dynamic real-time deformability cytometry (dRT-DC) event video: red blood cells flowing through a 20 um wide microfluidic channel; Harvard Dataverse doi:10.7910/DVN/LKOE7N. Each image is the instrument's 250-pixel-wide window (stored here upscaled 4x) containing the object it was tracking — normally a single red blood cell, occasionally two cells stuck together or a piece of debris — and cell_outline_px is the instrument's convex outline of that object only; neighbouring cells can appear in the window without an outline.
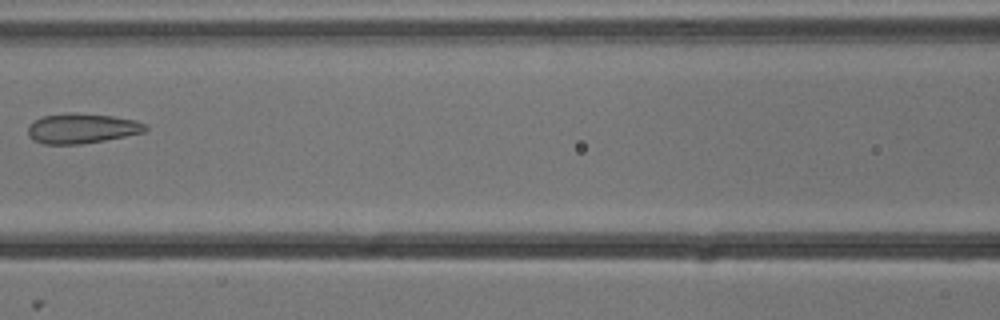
{"species": "common noctule bat (a hibernating species)", "species_latin": "Nyctalus noctula", "temperature_condition": "cold", "stored_images_in_passage": 4, "camera_frame_rate_fps": 3000, "um_per_image_px": 0.085, "animal": {"sex": "male", "body_mass_g": 13.3}, "frame": {"image": 1, "passage_image": 3, "time_ms": 0.667, "image_size_px": [1000, 320], "cell_outline_px": [[148, 128], [144, 132], [104, 140], [80, 144], [44, 144], [32, 140], [28, 136], [28, 124], [44, 116], [68, 112], [76, 112], [112, 116], [136, 120], [148, 124]], "centroid_in_image_um": [6.95, 10.9], "position_along_channel_um": 159.6, "area_um2": 20.63}}
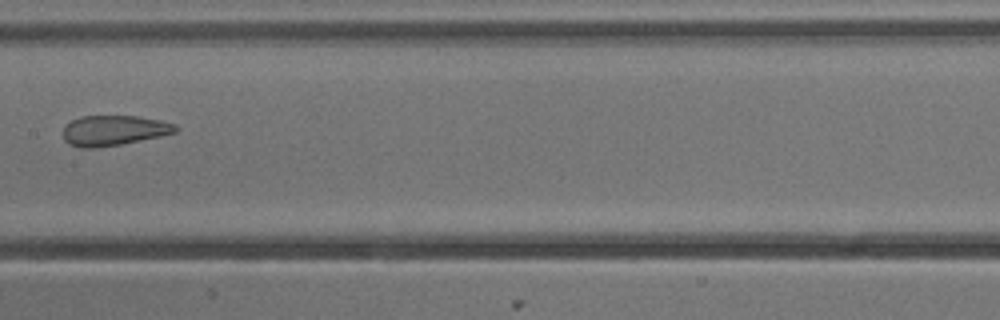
{"frame": {"image": 2, "passage_image": 4, "time_ms": 1.0, "image_size_px": [1000, 320], "cell_outline_px": [[180, 128], [176, 132], [160, 136], [120, 144], [96, 148], [80, 148], [68, 144], [64, 140], [64, 124], [80, 116], [140, 116], [160, 120], [176, 124]], "centroid_in_image_um": [9.67, 11.08], "position_along_channel_um": 197.7, "area_um2": 19.94}}